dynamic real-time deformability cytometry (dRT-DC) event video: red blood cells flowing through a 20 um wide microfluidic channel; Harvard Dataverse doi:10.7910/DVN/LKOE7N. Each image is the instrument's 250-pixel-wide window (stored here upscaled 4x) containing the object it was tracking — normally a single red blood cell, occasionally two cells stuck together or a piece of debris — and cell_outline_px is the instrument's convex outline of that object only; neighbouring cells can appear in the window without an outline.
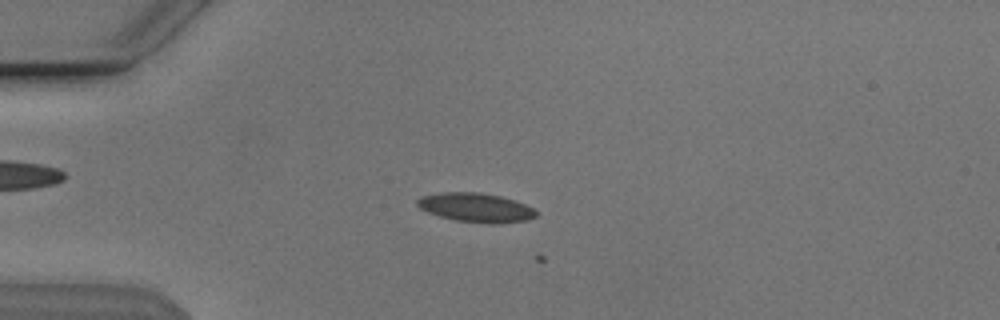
{"species": "Egyptian fruit bat (a non-hibernating species)", "species_latin": "Rousettus aegyptiacus", "temperature_condition": "cold", "stored_images_in_passage": 5, "camera_frame_rate_fps": 3000, "um_per_image_px": 0.085, "animal": {"sex": "male"}, "frame": {"image": 1, "passage_image": 4, "time_ms": 1.0, "image_size_px": [1000, 320], "cell_outline_px": [[536, 216], [528, 220], [500, 224], [488, 224], [456, 220], [440, 216], [428, 212], [420, 208], [416, 204], [416, 200], [420, 196], [440, 192], [480, 192], [500, 196], [524, 204], [532, 208], [536, 212]], "centroid_in_image_um": [40.42, 17.64], "position_along_channel_um": 44.6, "area_um2": 20.17}}